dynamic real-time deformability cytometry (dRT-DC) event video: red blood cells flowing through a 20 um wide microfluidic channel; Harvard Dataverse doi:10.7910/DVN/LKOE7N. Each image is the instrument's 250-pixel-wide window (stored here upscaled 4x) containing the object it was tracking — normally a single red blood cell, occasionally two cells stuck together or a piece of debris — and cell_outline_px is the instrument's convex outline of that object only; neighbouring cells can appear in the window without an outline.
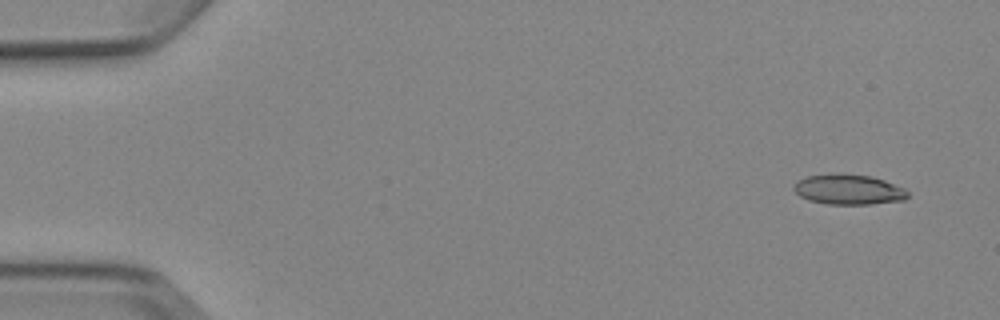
{"species": "Egyptian fruit bat (a non-hibernating species)", "species_latin": "Rousettus aegyptiacus", "temperature_condition": "cold", "stored_images_in_passage": 4, "camera_frame_rate_fps": 3000, "um_per_image_px": 0.085, "animal": {"sex": "female"}, "frame": {"image": 1, "passage_image": 1, "time_ms": 0.0, "image_size_px": [1000, 320], "cell_outline_px": [[908, 196], [904, 200], [872, 204], [828, 204], [808, 200], [800, 196], [792, 188], [800, 180], [808, 176], [836, 172], [840, 172], [872, 176], [884, 180], [904, 188], [908, 192]], "centroid_in_image_um": [72.14, 16.09], "position_along_channel_um": 12.9, "area_um2": 20.17}}
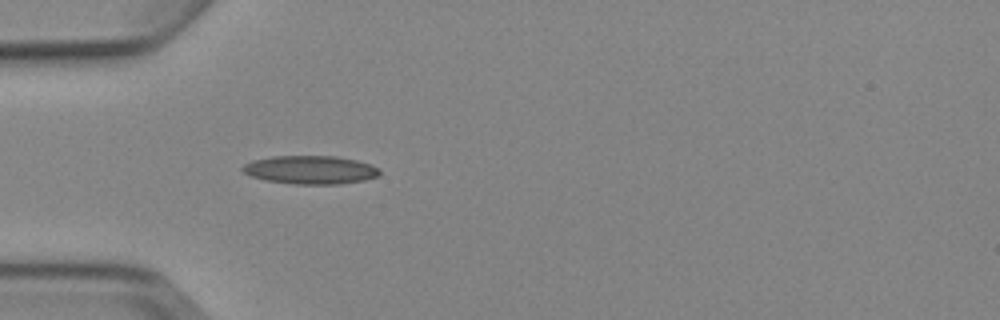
{"frame": {"image": 2, "passage_image": 4, "time_ms": 4.333, "image_size_px": [1000, 320], "cell_outline_px": [[380, 172], [376, 176], [364, 180], [340, 184], [292, 184], [264, 180], [252, 176], [244, 172], [240, 168], [244, 164], [252, 160], [272, 156], [336, 156], [356, 160], [380, 168]], "centroid_in_image_um": [26.35, 14.43], "position_along_channel_um": 58.6, "area_um2": 22.66}}